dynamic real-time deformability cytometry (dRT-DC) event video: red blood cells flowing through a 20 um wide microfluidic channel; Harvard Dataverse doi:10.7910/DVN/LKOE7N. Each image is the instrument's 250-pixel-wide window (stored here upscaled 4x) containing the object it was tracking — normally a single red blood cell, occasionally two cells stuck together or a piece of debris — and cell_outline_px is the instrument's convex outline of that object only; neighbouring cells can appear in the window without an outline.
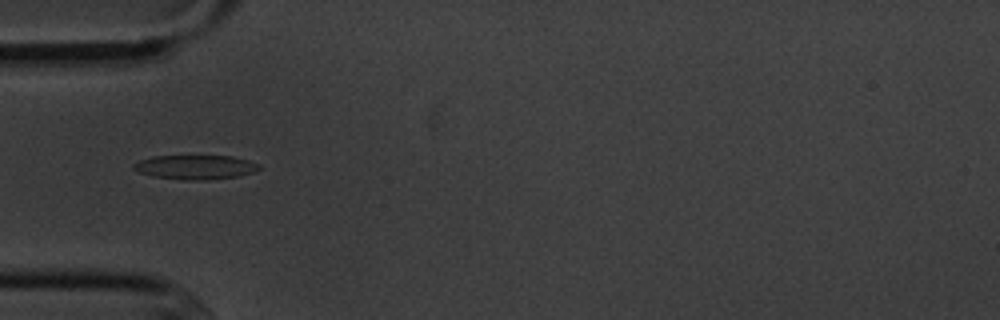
{"species": "common noctule bat (a hibernating species)", "species_latin": "Nyctalus noctula", "temperature_condition": "cold", "stored_images_in_passage": 7, "camera_frame_rate_fps": 3000, "um_per_image_px": 0.085, "animal": {"sex": "male", "body_mass_g": 20.1, "forearm_length_mm": 53.5}, "frame": {"image": 1, "passage_image": 5, "time_ms": 4.667, "image_size_px": [1000, 320], "cell_outline_px": [[260, 168], [252, 172], [236, 176], [208, 180], [184, 180], [152, 176], [136, 172], [132, 168], [132, 164], [140, 160], [152, 156], [232, 156], [248, 160], [260, 164]], "centroid_in_image_um": [16.55, 14.21], "position_along_channel_um": 68.4, "area_um2": 17.8}}
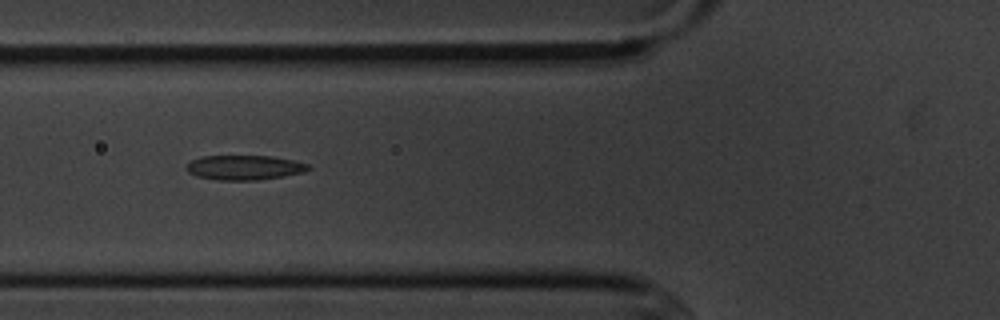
{"frame": {"image": 2, "passage_image": 6, "time_ms": 5.667, "image_size_px": [1000, 320], "cell_outline_px": [[312, 168], [304, 172], [284, 176], [256, 180], [220, 180], [196, 176], [188, 172], [184, 168], [192, 160], [200, 156], [272, 156], [292, 160], [308, 164]], "centroid_in_image_um": [20.77, 14.24], "position_along_channel_um": 105.0, "area_um2": 17.51}}
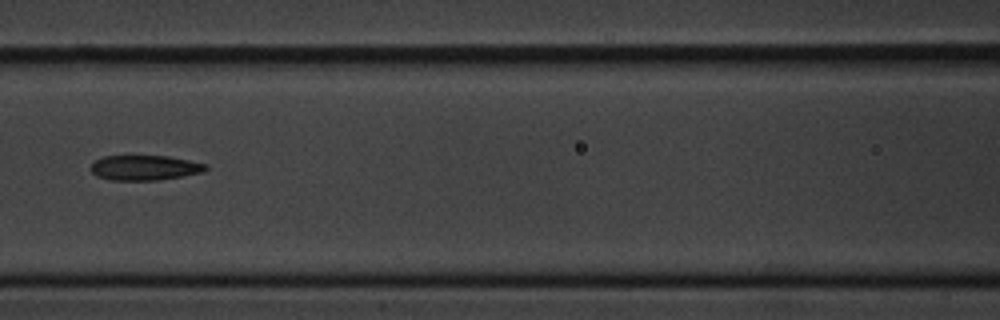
{"frame": {"image": 3, "passage_image": 7, "time_ms": 7.0, "image_size_px": [1000, 320], "cell_outline_px": [[208, 168], [204, 172], [156, 180], [108, 180], [96, 176], [92, 172], [92, 164], [96, 160], [104, 156], [168, 156], [208, 164]], "centroid_in_image_um": [12.31, 14.26], "position_along_channel_um": 154.3, "area_um2": 16.65}}